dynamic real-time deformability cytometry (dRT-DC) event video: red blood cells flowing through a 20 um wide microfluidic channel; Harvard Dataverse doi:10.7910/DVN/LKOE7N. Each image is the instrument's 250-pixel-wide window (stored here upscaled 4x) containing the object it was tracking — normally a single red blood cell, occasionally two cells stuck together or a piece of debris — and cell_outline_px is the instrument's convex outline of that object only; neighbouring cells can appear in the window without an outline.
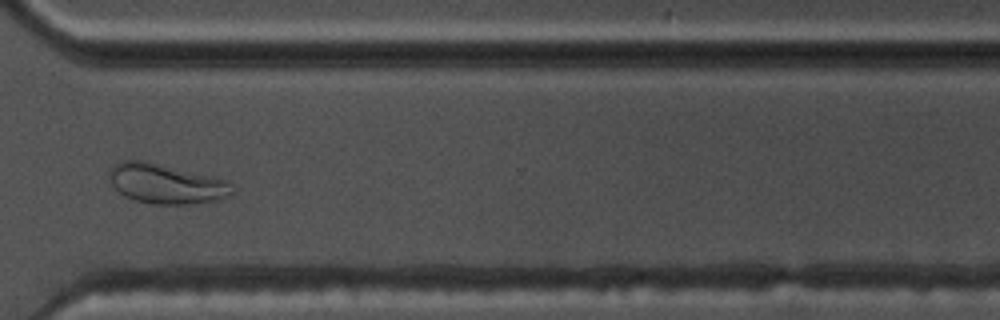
{"species": "common noctule bat (a hibernating species)", "species_latin": "Nyctalus noctula", "temperature_condition": "warm", "stored_images_in_passage": 37, "camera_frame_rate_fps": 3000, "um_per_image_px": 0.085, "animal": {"sex": "male", "body_mass_g": 17.5, "forearm_length_mm": 52.3}, "frame": {"image": 1, "passage_image": 27, "time_ms": 8.667, "image_size_px": [1000, 320], "cell_outline_px": [[236, 192], [220, 200], [188, 204], [152, 204], [132, 200], [124, 196], [108, 180], [108, 168], [112, 164], [124, 160], [144, 160], [216, 176], [228, 180], [236, 188]], "centroid_in_image_um": [14.15, 15.61], "position_along_channel_um": 356.5, "area_um2": 29.36}, "authors_computed_cell_mechanics": {"area_um2": 23.409, "velocity_mm_per_s": 3.6584, "shape_relaxation_time_tau1_ms": null, "shape_relaxation_time_tau2_ms": 1.7273, "deformation_change_tau1": null, "deformation_change_tau2": 0.0753}}